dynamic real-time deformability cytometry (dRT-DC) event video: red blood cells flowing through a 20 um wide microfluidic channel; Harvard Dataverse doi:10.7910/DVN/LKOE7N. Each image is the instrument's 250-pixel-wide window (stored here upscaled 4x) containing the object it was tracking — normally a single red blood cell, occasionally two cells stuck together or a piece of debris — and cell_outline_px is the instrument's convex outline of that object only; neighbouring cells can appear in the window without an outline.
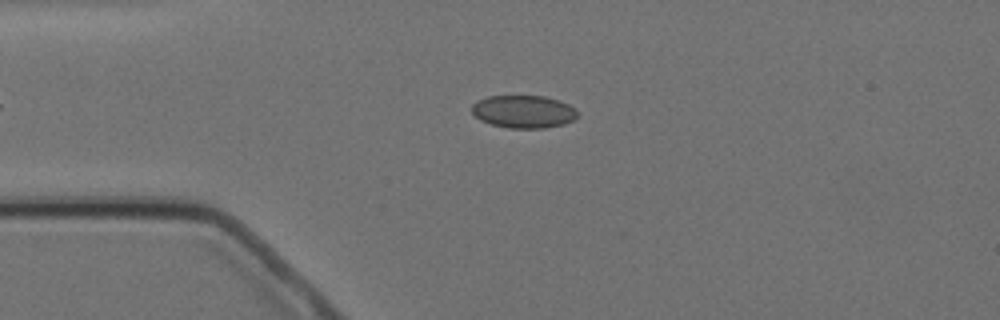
{"species": "Egyptian fruit bat (a non-hibernating species)", "species_latin": "Rousettus aegyptiacus", "temperature_condition": "cold", "stored_images_in_passage": 6, "camera_frame_rate_fps": 3000, "um_per_image_px": 0.085, "animal": {"sex": "female"}, "frame": {"image": 1, "passage_image": 3, "time_ms": 2.333, "image_size_px": [1000, 320], "cell_outline_px": [[576, 116], [572, 120], [564, 124], [544, 128], [508, 128], [492, 124], [480, 120], [472, 112], [472, 104], [476, 100], [488, 96], [544, 96], [560, 100], [576, 108]], "centroid_in_image_um": [44.49, 9.48], "position_along_channel_um": 40.5, "area_um2": 20.17}}
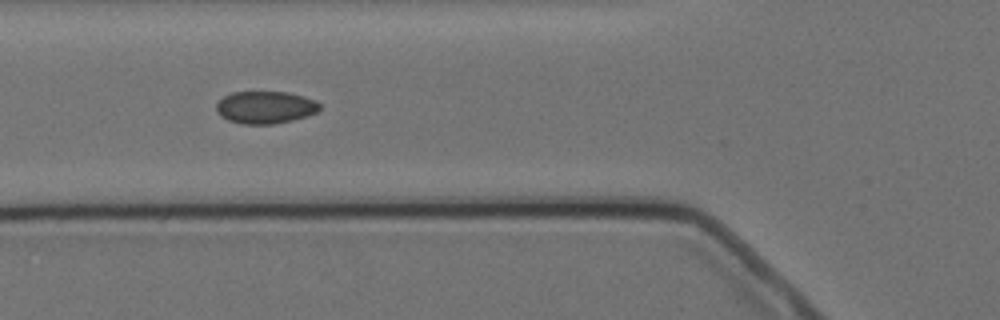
{"frame": {"image": 2, "passage_image": 5, "time_ms": 4.667, "image_size_px": [1000, 320], "cell_outline_px": [[320, 108], [316, 112], [308, 116], [292, 120], [272, 124], [240, 124], [228, 120], [220, 116], [216, 112], [216, 104], [224, 96], [232, 92], [288, 92], [304, 96], [316, 100], [320, 104]], "centroid_in_image_um": [22.55, 9.12], "position_along_channel_um": 103.3, "area_um2": 19.65}}
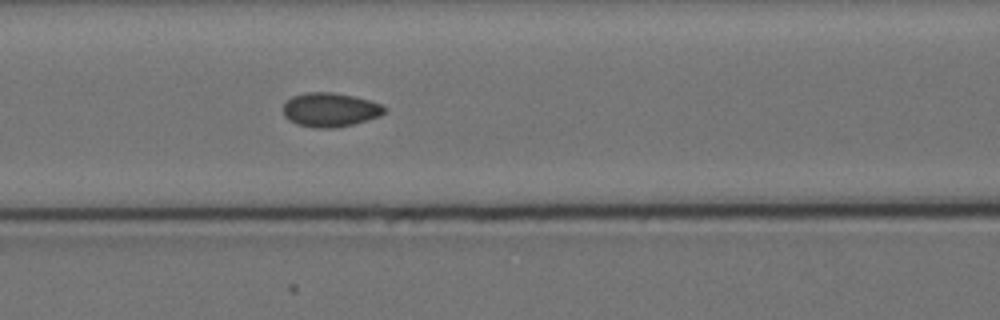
{"frame": {"image": 3, "passage_image": 6, "time_ms": 5.667, "image_size_px": [1000, 320], "cell_outline_px": [[388, 108], [380, 116], [368, 120], [336, 128], [316, 128], [296, 124], [288, 120], [284, 116], [284, 104], [292, 96], [304, 92], [332, 92], [352, 96], [368, 100], [380, 104]], "centroid_in_image_um": [28.05, 9.33], "position_along_channel_um": 138.6, "area_um2": 20.11}}